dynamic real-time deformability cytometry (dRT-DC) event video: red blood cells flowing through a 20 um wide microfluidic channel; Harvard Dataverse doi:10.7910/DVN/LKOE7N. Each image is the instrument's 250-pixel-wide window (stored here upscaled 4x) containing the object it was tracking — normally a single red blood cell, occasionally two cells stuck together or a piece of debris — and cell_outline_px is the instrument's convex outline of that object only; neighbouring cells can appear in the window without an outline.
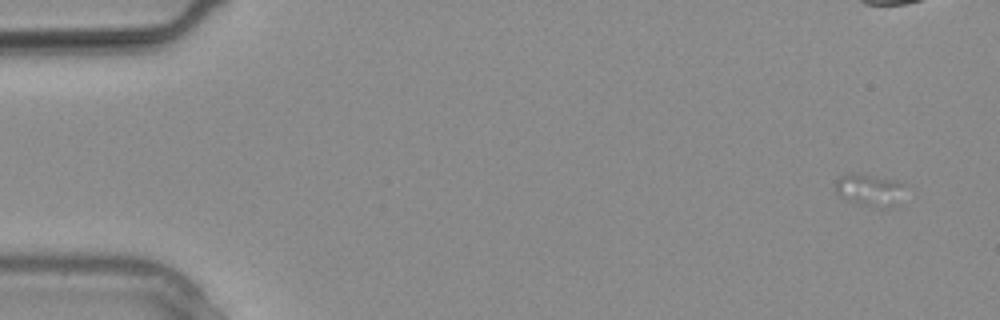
{"species": "common noctule bat (a hibernating species)", "species_latin": "Nyctalus noctula", "temperature_condition": "warm", "stored_images_in_passage": 29, "camera_frame_rate_fps": 3000, "um_per_image_px": 0.085, "animal": {"sex": "male", "body_mass_g": 20.4}, "frame": {"image": 1, "passage_image": 1, "time_ms": 0.0, "image_size_px": [1000, 320], "cell_outline_px": [[904, 184], [896, 204], [884, 208], [880, 208], [856, 204], [840, 196], [836, 192], [836, 180], [840, 176], [852, 172], [856, 172], [896, 180]], "centroid_in_image_um": [73.86, 16.13], "position_along_channel_um": 11.1, "area_um2": 12.95}}